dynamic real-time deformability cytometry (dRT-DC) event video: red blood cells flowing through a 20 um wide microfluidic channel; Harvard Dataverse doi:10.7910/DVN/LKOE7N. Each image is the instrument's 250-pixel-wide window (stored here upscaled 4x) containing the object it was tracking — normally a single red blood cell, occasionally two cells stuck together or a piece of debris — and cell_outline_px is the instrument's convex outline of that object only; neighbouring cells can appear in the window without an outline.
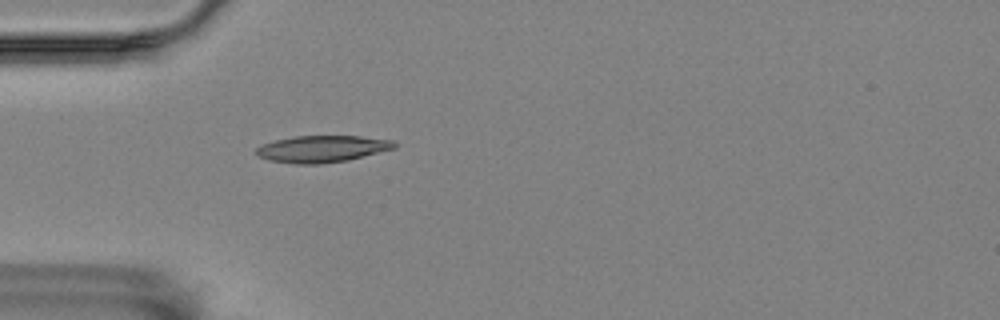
{"species": "Egyptian fruit bat (a non-hibernating species)", "species_latin": "Rousettus aegyptiacus", "temperature_condition": "room temperature", "stored_images_in_passage": 43, "camera_frame_rate_fps": 3000, "um_per_image_px": 0.085, "animal": {"sex": "female"}, "frame": {"image": 1, "passage_image": 3, "time_ms": 0.667, "image_size_px": [1000, 320], "cell_outline_px": [[396, 148], [348, 160], [320, 164], [296, 164], [268, 160], [260, 156], [256, 152], [256, 148], [260, 144], [276, 140], [296, 136], [360, 136], [392, 140], [396, 144]], "centroid_in_image_um": [27.38, 12.65], "position_along_channel_um": 57.6, "area_um2": 21.5}}
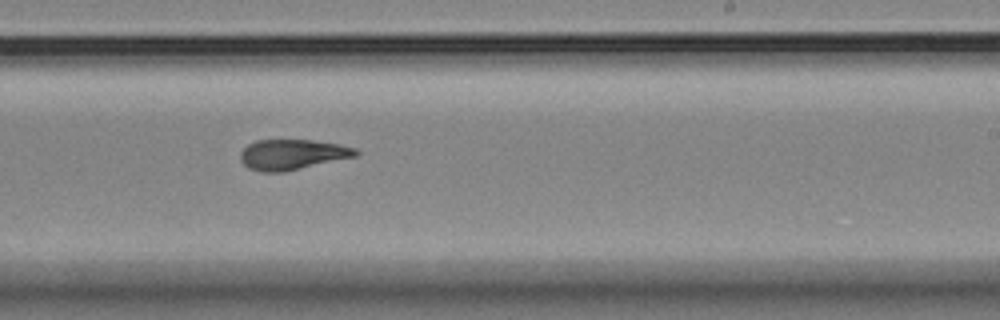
{"frame": {"image": 2, "passage_image": 21, "time_ms": 6.667, "image_size_px": [1000, 320], "cell_outline_px": [[360, 152], [356, 156], [284, 172], [260, 172], [248, 168], [240, 160], [240, 152], [248, 144], [256, 140], [312, 140], [340, 144], [356, 148]], "centroid_in_image_um": [24.84, 13.13], "position_along_channel_um": 264.2, "area_um2": 20.46}}
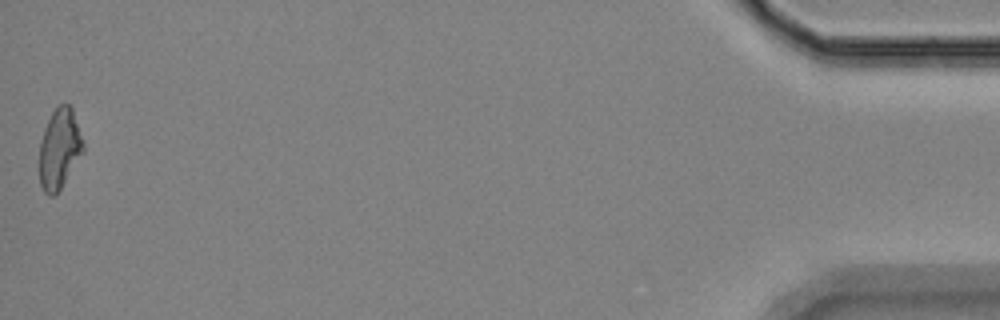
{"frame": {"image": 3, "passage_image": 43, "time_ms": 14.0, "image_size_px": [1000, 320], "cell_outline_px": [[84, 152], [60, 188], [52, 196], [48, 196], [44, 192], [40, 184], [40, 140], [44, 128], [52, 112], [60, 104], [68, 104], [72, 108], [84, 144]], "centroid_in_image_um": [5.05, 12.64], "position_along_channel_um": 430.1, "area_um2": 20.23}, "authors_computed_cell_mechanics": {"area_um2": 20.4612, "velocity_mm_per_s": 3.5075, "shape_relaxation_time_tau1_ms": 8.8104, "shape_relaxation_time_tau2_ms": 8.8761, "deformation_change_tau1": 0.196, "deformation_change_tau2": 0.1562}}